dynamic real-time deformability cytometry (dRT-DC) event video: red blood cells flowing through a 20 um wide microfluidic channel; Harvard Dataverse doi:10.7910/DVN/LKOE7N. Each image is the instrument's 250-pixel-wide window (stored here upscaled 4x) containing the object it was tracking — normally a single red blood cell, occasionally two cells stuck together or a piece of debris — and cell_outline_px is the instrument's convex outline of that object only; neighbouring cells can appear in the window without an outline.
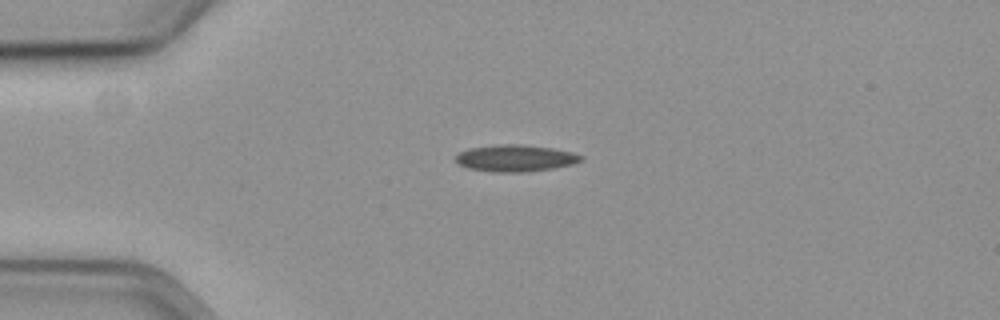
{"species": "common noctule bat (a hibernating species)", "species_latin": "Nyctalus noctula", "temperature_condition": "cold", "stored_images_in_passage": 44, "camera_frame_rate_fps": 3000, "um_per_image_px": 0.085, "animal": {"sex": "female", "body_mass_g": 19.3, "forearm_length_mm": 54.1}, "frame": {"image": 1, "passage_image": 1, "time_ms": 0.0, "image_size_px": [1000, 320], "cell_outline_px": [[584, 160], [572, 164], [552, 168], [528, 172], [492, 172], [468, 168], [456, 164], [456, 156], [460, 152], [468, 148], [500, 144], [516, 144], [552, 148], [572, 152], [584, 156]], "centroid_in_image_um": [43.8, 13.45], "position_along_channel_um": 41.2, "area_um2": 19.59}}
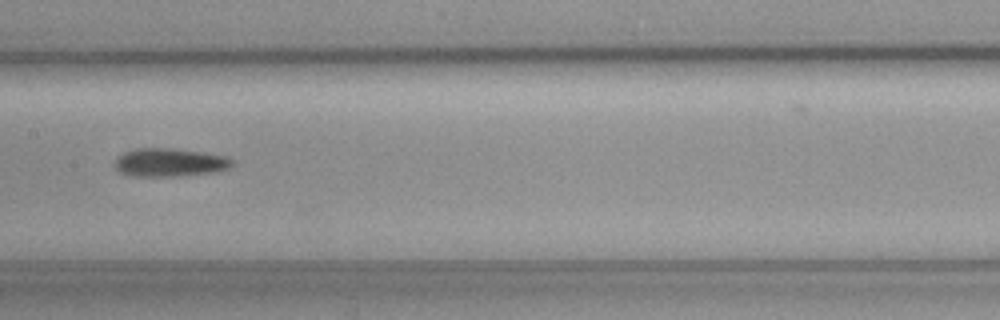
{"frame": {"image": 2, "passage_image": 16, "time_ms": 5.0, "image_size_px": [1000, 320], "cell_outline_px": [[232, 164], [228, 168], [216, 172], [176, 176], [132, 176], [120, 172], [112, 164], [124, 152], [136, 148], [168, 148], [200, 152], [224, 156], [232, 160]], "centroid_in_image_um": [14.38, 13.81], "position_along_channel_um": 193.0, "area_um2": 19.13}}
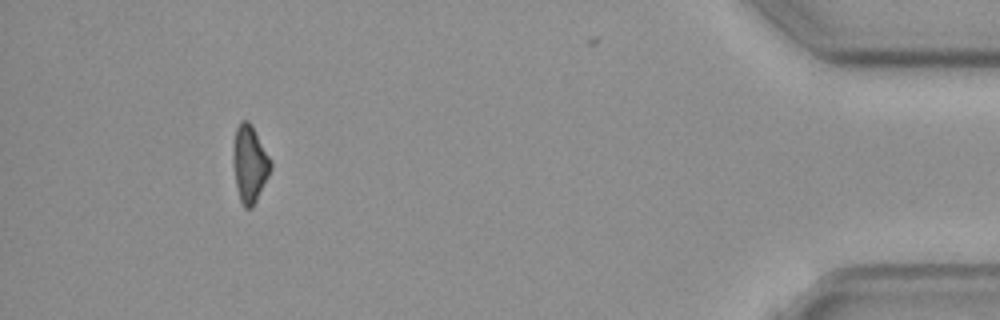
{"frame": {"image": 3, "passage_image": 40, "time_ms": 13.0, "image_size_px": [1000, 320], "cell_outline_px": [[272, 168], [252, 208], [244, 208], [240, 200], [236, 188], [232, 164], [232, 152], [236, 128], [240, 120], [248, 120], [252, 124], [272, 160]], "centroid_in_image_um": [21.21, 13.89], "position_along_channel_um": 414.0, "area_um2": 17.17}, "authors_computed_cell_mechanics": {"area_um2": 18.6116, "velocity_mm_per_s": 3.6024, "shape_relaxation_time_tau1_ms": 5.8973, "shape_relaxation_time_tau2_ms": 3.7422, "deformation_change_tau1": 0.1305, "deformation_change_tau2": 0.1116}}